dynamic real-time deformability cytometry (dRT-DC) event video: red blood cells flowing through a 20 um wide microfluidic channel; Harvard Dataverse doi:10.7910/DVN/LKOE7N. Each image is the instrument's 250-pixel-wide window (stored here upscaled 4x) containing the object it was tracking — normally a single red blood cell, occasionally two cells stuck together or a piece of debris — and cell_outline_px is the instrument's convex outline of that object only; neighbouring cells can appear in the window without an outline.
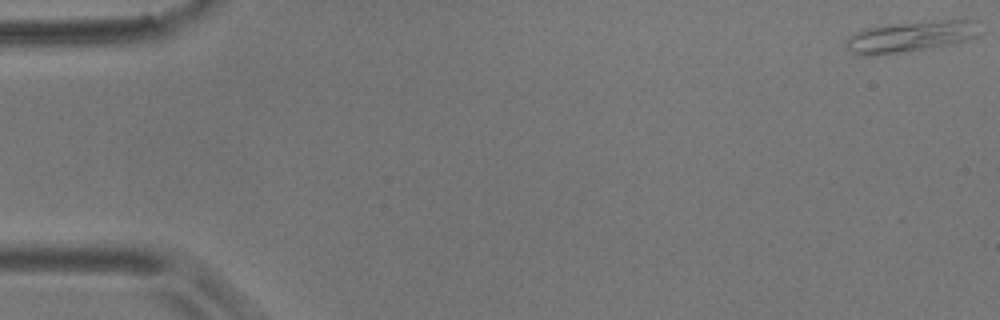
{"species": "common noctule bat (a hibernating species)", "species_latin": "Nyctalus noctula", "temperature_condition": "room temperature", "stored_images_in_passage": 9, "segment_of_instrument_passage": [1, 2], "camera_frame_rate_fps": 3000, "um_per_image_px": 0.085, "animal": {"sex": "male", "body_mass_g": 17.9}, "frame": {"image": 1, "passage_image": 1, "time_ms": 0.0, "image_size_px": [1000, 320], "cell_outline_px": [[984, 32], [960, 44], [876, 56], [856, 56], [844, 44], [844, 40], [848, 36], [864, 28], [892, 24], [940, 20], [976, 20]], "centroid_in_image_um": [77.44, 3.13], "position_along_channel_um": 7.6, "area_um2": 24.97}}